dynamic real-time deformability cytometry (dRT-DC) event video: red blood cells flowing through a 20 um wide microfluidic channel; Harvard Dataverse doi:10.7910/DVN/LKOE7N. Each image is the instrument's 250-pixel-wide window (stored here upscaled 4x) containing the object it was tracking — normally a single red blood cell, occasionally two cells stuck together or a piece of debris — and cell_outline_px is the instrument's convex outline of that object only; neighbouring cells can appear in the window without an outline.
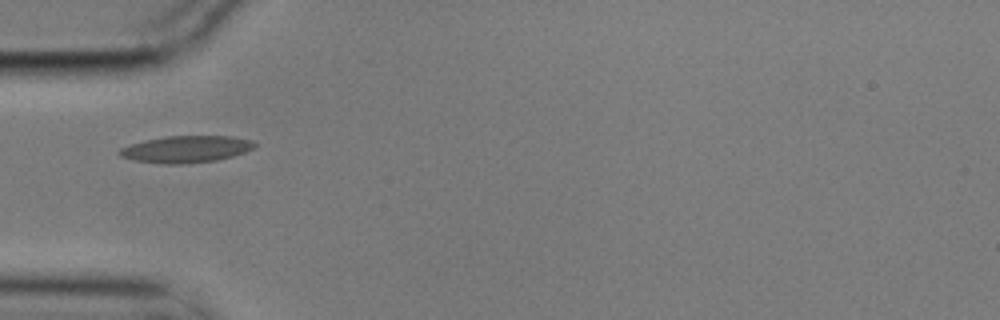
{"species": "common noctule bat (a hibernating species)", "species_latin": "Nyctalus noctula", "temperature_condition": "cold", "stored_images_in_passage": 5, "camera_frame_rate_fps": 3000, "um_per_image_px": 0.085, "animal": {"sex": "male", "body_mass_g": 17.9}, "frame": {"image": 1, "passage_image": 1, "time_ms": 0.0, "image_size_px": [1000, 320], "cell_outline_px": [[256, 144], [252, 148], [244, 152], [232, 156], [216, 160], [184, 164], [164, 164], [136, 160], [120, 156], [116, 152], [120, 148], [128, 144], [144, 140], [164, 136], [232, 136], [252, 140]], "centroid_in_image_um": [15.77, 12.67], "position_along_channel_um": 69.2, "area_um2": 21.15}}
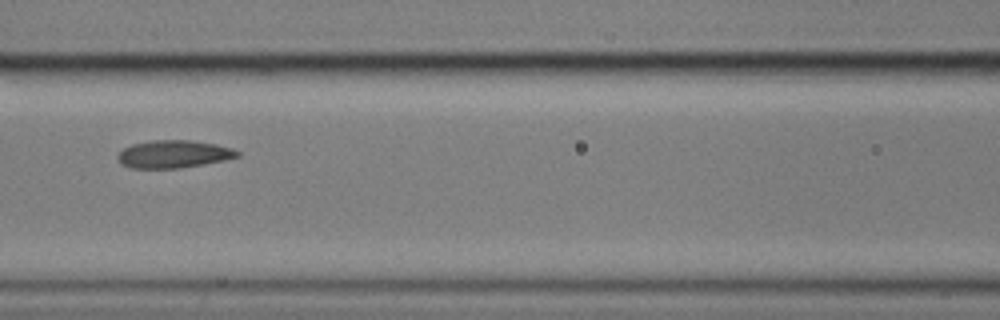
{"frame": {"image": 2, "passage_image": 3, "time_ms": 0.667, "image_size_px": [1000, 320], "cell_outline_px": [[240, 156], [224, 160], [204, 164], [180, 168], [128, 168], [120, 164], [116, 156], [124, 148], [132, 144], [152, 140], [188, 140], [216, 144], [232, 148], [240, 152]], "centroid_in_image_um": [14.74, 13.1], "position_along_channel_um": 151.9, "area_um2": 19.36}}
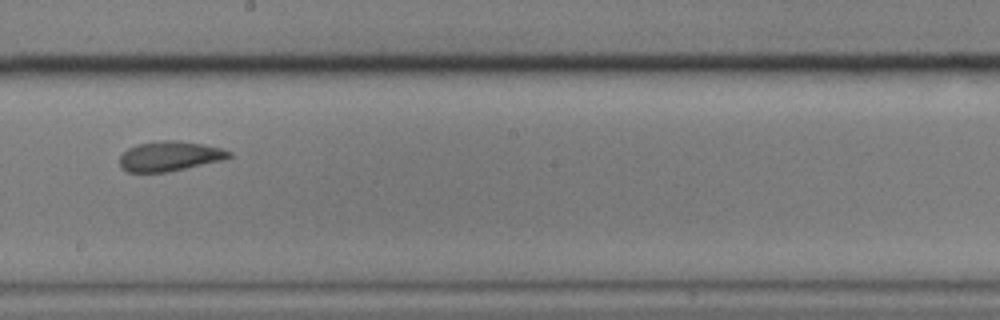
{"frame": {"image": 3, "passage_image": 5, "time_ms": 1.333, "image_size_px": [1000, 320], "cell_outline_px": [[232, 156], [224, 160], [168, 172], [128, 172], [120, 168], [120, 156], [128, 148], [136, 144], [160, 140], [180, 140], [204, 144], [220, 148], [232, 152]], "centroid_in_image_um": [14.43, 13.27], "position_along_channel_um": 233.8, "area_um2": 19.25}}